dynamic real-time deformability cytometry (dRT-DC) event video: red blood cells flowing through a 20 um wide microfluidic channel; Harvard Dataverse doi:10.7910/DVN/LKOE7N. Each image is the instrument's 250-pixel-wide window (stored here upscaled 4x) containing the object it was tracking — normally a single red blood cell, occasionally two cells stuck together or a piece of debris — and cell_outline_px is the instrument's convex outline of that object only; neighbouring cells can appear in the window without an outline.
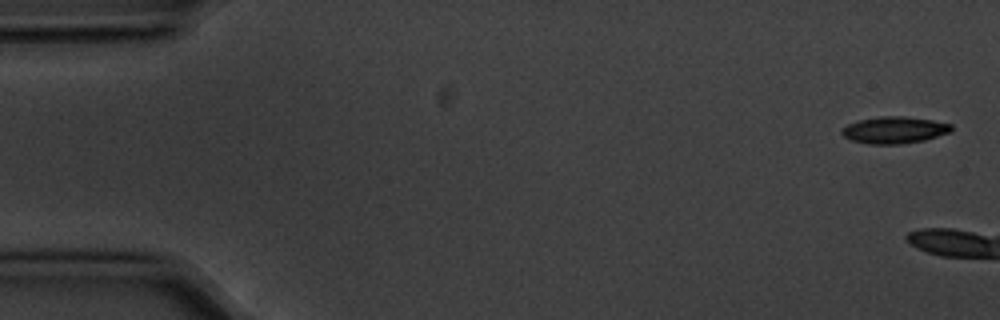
{"species": "common noctule bat (a hibernating species)", "species_latin": "Nyctalus noctula", "temperature_condition": "cold", "stored_images_in_passage": 3, "camera_frame_rate_fps": 3000, "um_per_image_px": 0.085, "animal": {"sex": "male", "body_mass_g": 20.1, "forearm_length_mm": 53.5}, "frame": {"image": 1, "passage_image": 1, "time_ms": 0.0, "image_size_px": [1000, 320], "cell_outline_px": [[952, 128], [948, 132], [924, 140], [900, 144], [868, 144], [852, 140], [844, 136], [840, 132], [840, 128], [848, 124], [860, 120], [880, 116], [904, 116], [932, 120], [952, 124]], "centroid_in_image_um": [75.98, 11.05], "position_along_channel_um": 9.0, "area_um2": 16.99}}